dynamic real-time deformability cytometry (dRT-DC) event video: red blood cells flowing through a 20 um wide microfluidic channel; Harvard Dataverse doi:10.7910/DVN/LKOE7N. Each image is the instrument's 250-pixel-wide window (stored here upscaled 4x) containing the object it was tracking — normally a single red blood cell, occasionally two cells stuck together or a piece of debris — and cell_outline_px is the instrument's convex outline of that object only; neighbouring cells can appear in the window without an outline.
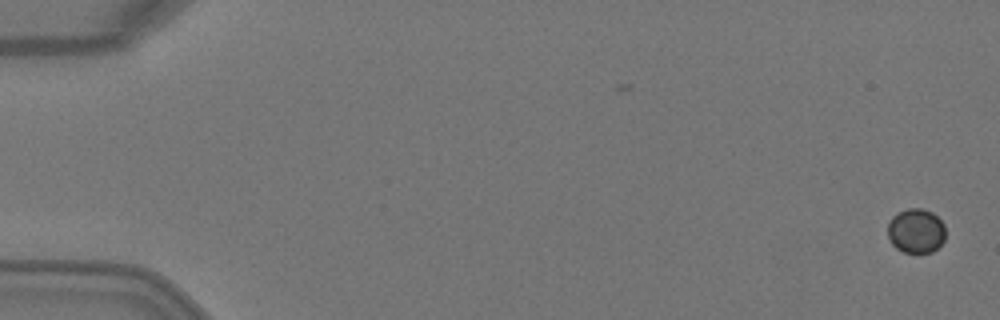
{"species": "Egyptian fruit bat (a non-hibernating species)", "species_latin": "Rousettus aegyptiacus", "temperature_condition": "warm", "stored_images_in_passage": 6, "camera_frame_rate_fps": 3000, "um_per_image_px": 0.085, "animal": {"sex": "female"}, "frame": {"image": 1, "passage_image": 1, "time_ms": 0.0, "image_size_px": [1000, 320], "cell_outline_px": [[944, 240], [932, 252], [904, 252], [896, 248], [892, 244], [888, 236], [888, 224], [892, 216], [896, 212], [908, 208], [920, 208], [932, 212], [944, 224]], "centroid_in_image_um": [77.84, 19.6], "position_along_channel_um": 7.2, "area_um2": 14.91}}
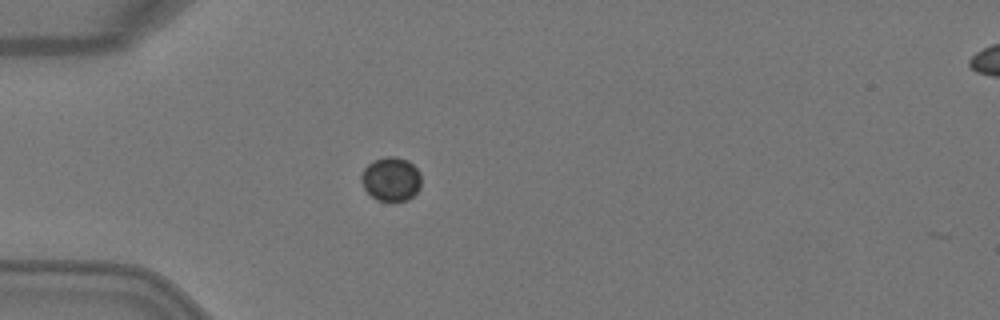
{"frame": {"image": 2, "passage_image": 5, "time_ms": 1.333, "image_size_px": [1000, 320], "cell_outline_px": [[420, 188], [408, 200], [396, 204], [388, 204], [376, 200], [364, 188], [360, 180], [360, 176], [364, 168], [368, 164], [384, 156], [396, 156], [408, 160], [420, 172]], "centroid_in_image_um": [33.23, 15.27], "position_along_channel_um": 51.8, "area_um2": 15.9}}